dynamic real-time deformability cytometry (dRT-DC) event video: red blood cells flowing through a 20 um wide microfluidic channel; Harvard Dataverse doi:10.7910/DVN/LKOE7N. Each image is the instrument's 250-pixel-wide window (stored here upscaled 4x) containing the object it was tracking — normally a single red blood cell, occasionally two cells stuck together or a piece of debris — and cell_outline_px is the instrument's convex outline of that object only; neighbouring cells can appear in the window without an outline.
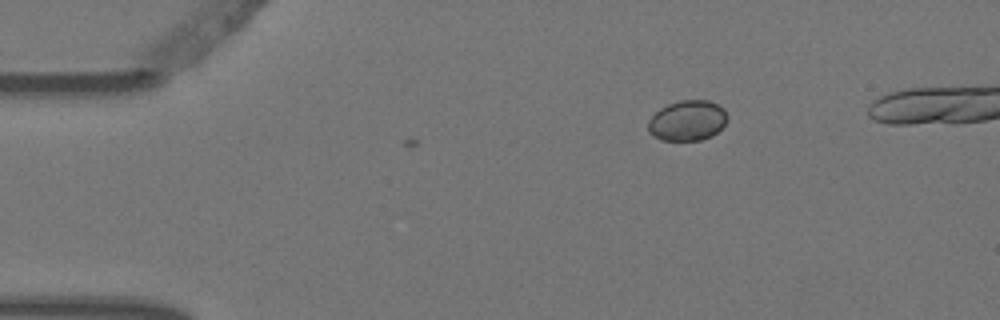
{"species": "Egyptian fruit bat (a non-hibernating species)", "species_latin": "Rousettus aegyptiacus", "temperature_condition": "warm", "stored_images_in_passage": 4, "camera_frame_rate_fps": 3000, "um_per_image_px": 0.085, "animal": {"sex": "female"}, "frame": {"image": 1, "passage_image": 1, "time_ms": 0.0, "image_size_px": [1000, 320], "cell_outline_px": [[728, 120], [712, 136], [700, 140], [660, 140], [648, 132], [648, 120], [660, 108], [668, 104], [680, 100], [708, 100], [720, 104], [724, 108], [728, 116]], "centroid_in_image_um": [58.44, 10.24], "position_along_channel_um": 26.6, "area_um2": 18.79}}